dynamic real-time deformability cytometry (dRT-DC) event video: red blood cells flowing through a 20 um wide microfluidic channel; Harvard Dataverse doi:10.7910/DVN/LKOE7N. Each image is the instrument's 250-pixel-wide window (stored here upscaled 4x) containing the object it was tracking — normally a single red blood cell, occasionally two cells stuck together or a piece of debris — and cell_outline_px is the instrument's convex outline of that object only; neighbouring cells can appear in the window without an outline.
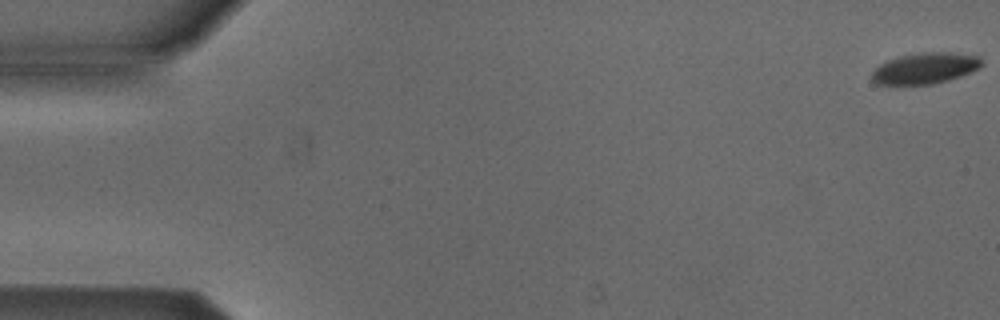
{"species": "Egyptian fruit bat (a non-hibernating species)", "species_latin": "Rousettus aegyptiacus", "temperature_condition": "cold", "stored_images_in_passage": 30, "camera_frame_rate_fps": 3000, "um_per_image_px": 0.085, "animal": {"sex": "male"}, "frame": {"image": 1, "passage_image": 1, "time_ms": 0.0, "image_size_px": [1000, 320], "cell_outline_px": [[984, 64], [980, 68], [960, 76], [948, 80], [932, 84], [880, 84], [872, 80], [872, 72], [880, 64], [888, 60], [900, 56], [920, 52], [952, 52], [980, 56]], "centroid_in_image_um": [78.68, 5.78], "position_along_channel_um": 6.3, "area_um2": 19.83}}
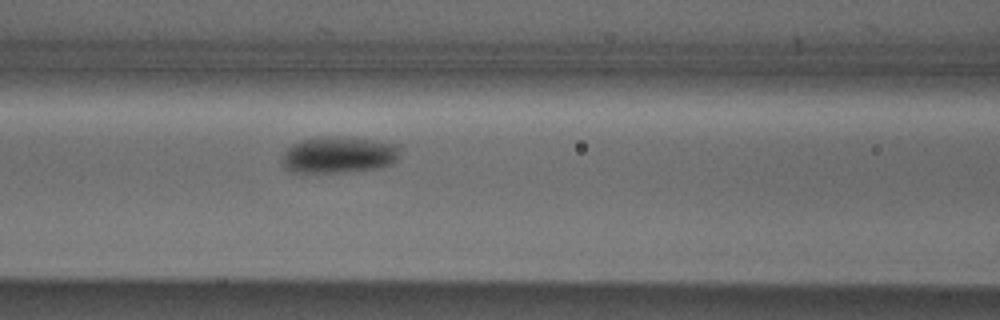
{"frame": {"image": 2, "passage_image": 23, "time_ms": 7.333, "image_size_px": [1000, 320], "cell_outline_px": [[400, 152], [396, 160], [392, 164], [380, 168], [336, 172], [292, 172], [284, 168], [280, 160], [280, 156], [292, 144], [300, 140], [316, 136], [332, 136], [372, 140], [400, 144]], "centroid_in_image_um": [28.76, 13.15], "position_along_channel_um": 137.8, "area_um2": 25.37}}
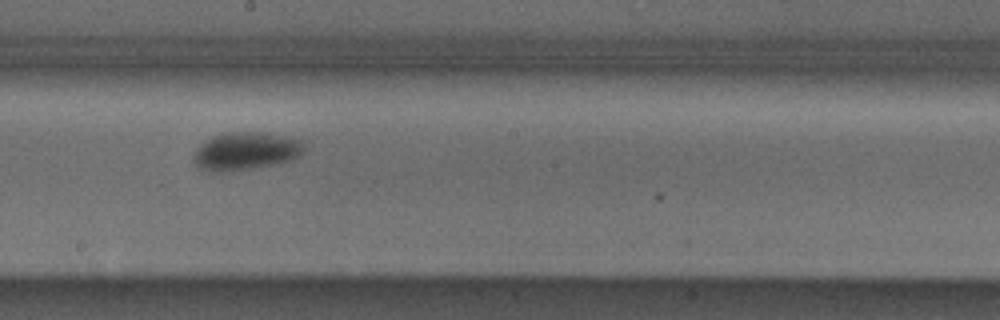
{"frame": {"image": 3, "passage_image": 30, "time_ms": 9.667, "image_size_px": [1000, 320], "cell_outline_px": [[308, 148], [300, 156], [288, 160], [272, 164], [248, 168], [220, 172], [208, 172], [200, 168], [192, 160], [196, 148], [204, 140], [212, 136], [224, 132], [268, 132], [304, 140]], "centroid_in_image_um": [20.91, 12.81], "position_along_channel_um": 227.3, "area_um2": 24.74}}